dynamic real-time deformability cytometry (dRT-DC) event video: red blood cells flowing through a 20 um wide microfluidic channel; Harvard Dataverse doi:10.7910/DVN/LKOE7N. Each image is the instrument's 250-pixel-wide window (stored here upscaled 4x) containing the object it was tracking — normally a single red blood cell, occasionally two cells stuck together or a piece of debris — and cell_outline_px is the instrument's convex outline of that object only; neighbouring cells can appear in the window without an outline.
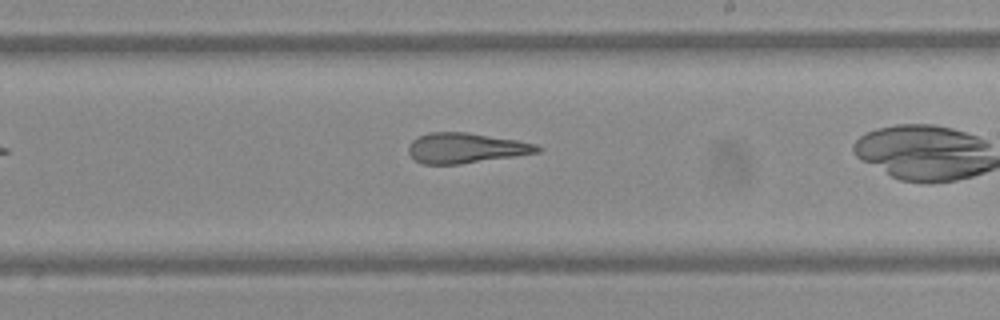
{"species": "Egyptian fruit bat (a non-hibernating species)", "species_latin": "Rousettus aegyptiacus", "temperature_condition": "warm", "stored_images_in_passage": 42, "camera_frame_rate_fps": 3000, "um_per_image_px": 0.085, "frame": {"image": 1, "passage_image": 30, "time_ms": 9.667, "image_size_px": [1000, 320], "cell_outline_px": [[544, 148], [540, 152], [460, 164], [424, 164], [416, 160], [408, 152], [408, 148], [412, 140], [416, 136], [428, 132], [468, 132], [516, 140], [536, 144]], "centroid_in_image_um": [39.58, 12.57], "position_along_channel_um": 249.4, "area_um2": 22.66}}